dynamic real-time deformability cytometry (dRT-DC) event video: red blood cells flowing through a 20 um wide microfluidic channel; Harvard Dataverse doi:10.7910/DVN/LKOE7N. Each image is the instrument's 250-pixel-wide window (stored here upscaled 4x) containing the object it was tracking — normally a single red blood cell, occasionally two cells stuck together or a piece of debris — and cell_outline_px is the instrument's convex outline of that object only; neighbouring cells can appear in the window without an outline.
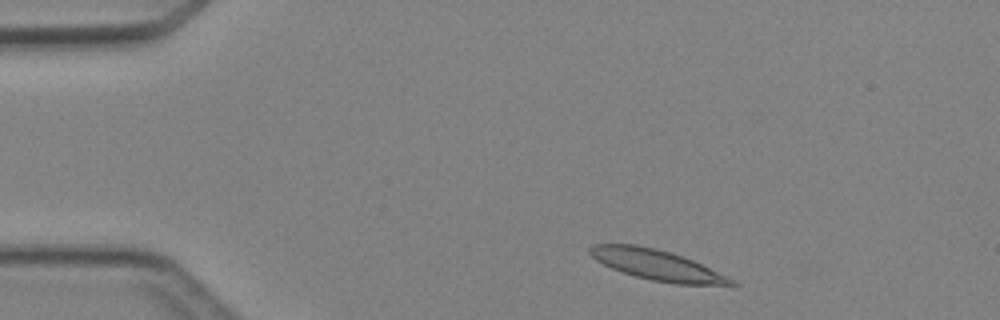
{"species": "Egyptian fruit bat (a non-hibernating species)", "species_latin": "Rousettus aegyptiacus", "temperature_condition": "cold", "stored_images_in_passage": 5, "segment_of_instrument_passage": [2, 2], "camera_frame_rate_fps": 3000, "um_per_image_px": 0.085, "animal": {"sex": "female"}, "frame": {"image": 1, "passage_image": 5, "time_ms": 4.667, "image_size_px": [1000, 320], "cell_outline_px": [[740, 284], [736, 288], [676, 284], [652, 280], [636, 276], [612, 268], [596, 260], [588, 252], [588, 248], [592, 244], [636, 244], [656, 248], [684, 256], [728, 276], [736, 280]], "centroid_in_image_um": [56.01, 22.56], "position_along_channel_um": 29.0, "area_um2": 25.78}}